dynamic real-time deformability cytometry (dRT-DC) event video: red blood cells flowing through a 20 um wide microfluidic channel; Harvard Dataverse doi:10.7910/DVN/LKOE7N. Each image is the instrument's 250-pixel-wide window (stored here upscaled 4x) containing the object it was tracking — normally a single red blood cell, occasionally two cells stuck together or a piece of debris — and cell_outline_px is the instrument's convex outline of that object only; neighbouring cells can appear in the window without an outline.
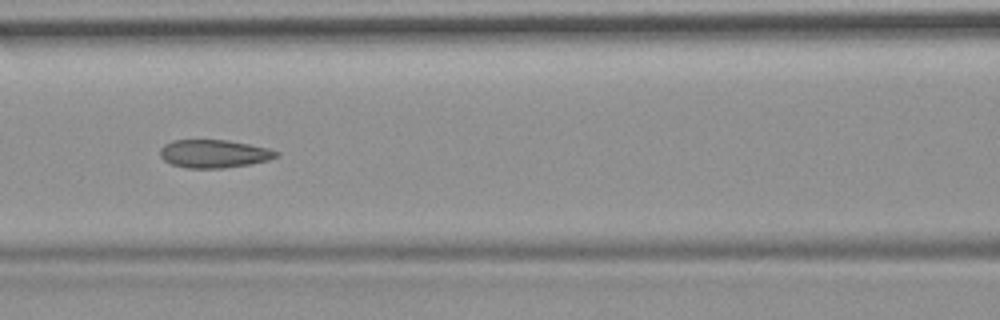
{"species": "common noctule bat (a hibernating species)", "species_latin": "Nyctalus noctula", "temperature_condition": "room temperature", "stored_images_in_passage": 43, "camera_frame_rate_fps": 3000, "um_per_image_px": 0.085, "animal": {"sex": "female", "body_mass_g": 19.9}, "frame": {"image": 1, "passage_image": 13, "time_ms": 4.0, "image_size_px": [1000, 320], "cell_outline_px": [[280, 156], [268, 160], [248, 164], [224, 168], [188, 168], [172, 164], [164, 160], [160, 156], [160, 148], [164, 144], [172, 140], [228, 140], [268, 148], [280, 152]], "centroid_in_image_um": [18.19, 13.06], "position_along_channel_um": 148.4, "area_um2": 19.02}}
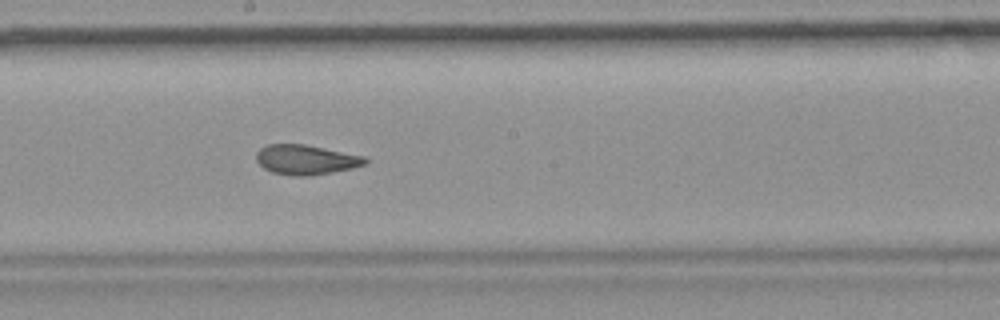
{"frame": {"image": 2, "passage_image": 19, "time_ms": 6.0, "image_size_px": [1000, 320], "cell_outline_px": [[368, 164], [352, 168], [332, 172], [308, 176], [296, 176], [272, 172], [264, 168], [256, 160], [256, 152], [260, 148], [268, 144], [304, 144], [368, 156]], "centroid_in_image_um": [26.05, 13.56], "position_along_channel_um": 222.1, "area_um2": 19.07}, "authors_computed_cell_mechanics": {"area_um2": 19.4786, "velocity_mm_per_s": 3.7012, "shape_relaxation_time_tau1_ms": null, "shape_relaxation_time_tau2_ms": 2.1387, "deformation_change_tau1": null, "deformation_change_tau2": 0.0967}}